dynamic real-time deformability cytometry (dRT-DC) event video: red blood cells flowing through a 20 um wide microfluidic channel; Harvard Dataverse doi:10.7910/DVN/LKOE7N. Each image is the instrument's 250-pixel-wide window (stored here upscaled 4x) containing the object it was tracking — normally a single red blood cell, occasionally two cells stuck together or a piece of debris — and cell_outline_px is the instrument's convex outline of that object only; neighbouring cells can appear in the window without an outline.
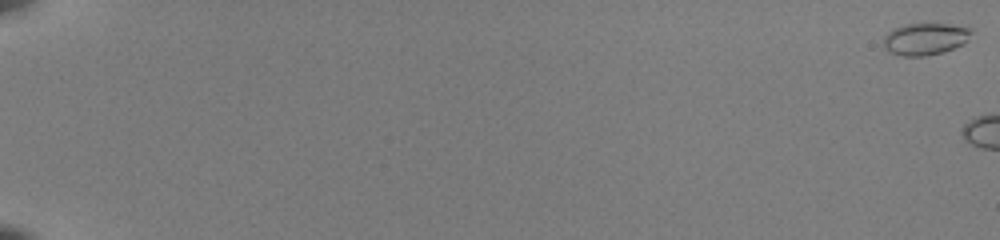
{"species": "common noctule bat (a hibernating species)", "species_latin": "Nyctalus noctula", "temperature_condition": "room temperature", "stored_images_in_passage": 5, "camera_frame_rate_fps": 3000, "um_per_image_px": 0.085, "animal": {"sex": "female", "body_mass_g": 22.0, "forearm_length_mm": 56.7}, "frame": {"image": 1, "passage_image": 1, "time_ms": 0.0, "image_size_px": [1000, 240], "cell_outline_px": [[972, 28], [968, 40], [964, 44], [944, 52], [924, 56], [904, 56], [888, 52], [884, 48], [884, 36], [892, 28], [904, 24], [948, 24]], "centroid_in_image_um": [78.62, 3.31], "position_along_channel_um": 6.4, "area_um2": 16.47}}